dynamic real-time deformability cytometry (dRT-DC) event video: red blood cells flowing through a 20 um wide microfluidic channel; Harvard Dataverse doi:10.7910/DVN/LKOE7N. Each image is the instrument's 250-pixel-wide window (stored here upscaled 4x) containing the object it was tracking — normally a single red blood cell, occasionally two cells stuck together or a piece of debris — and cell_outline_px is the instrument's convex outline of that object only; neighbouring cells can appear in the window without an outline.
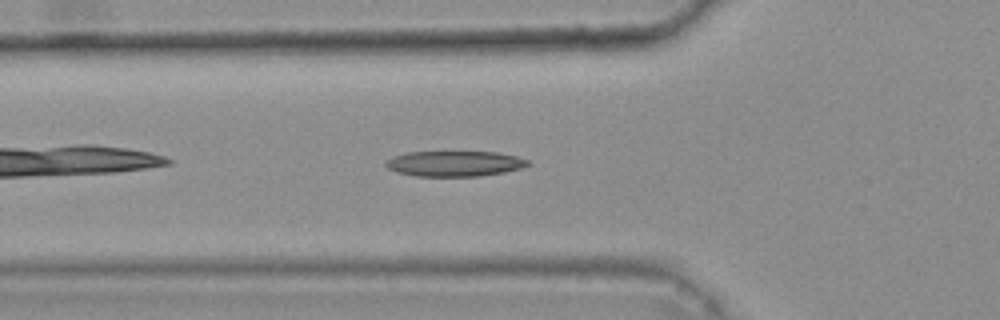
{"species": "common noctule bat (a hibernating species)", "species_latin": "Nyctalus noctula", "temperature_condition": "warm", "stored_images_in_passage": 32, "camera_frame_rate_fps": 3000, "um_per_image_px": 0.085, "animal": {"sex": "female", "body_mass_g": 25.1}, "frame": {"image": 1, "passage_image": 5, "time_ms": 1.333, "image_size_px": [1000, 320], "cell_outline_px": [[532, 164], [524, 168], [504, 172], [480, 176], [416, 176], [396, 172], [388, 168], [384, 164], [392, 156], [408, 152], [496, 152], [516, 156], [528, 160]], "centroid_in_image_um": [38.66, 13.91], "position_along_channel_um": 87.1, "area_um2": 21.15}}
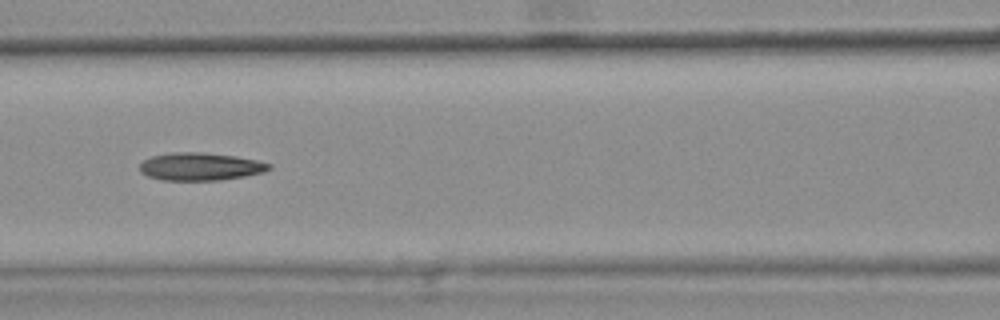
{"frame": {"image": 2, "passage_image": 10, "time_ms": 3.0, "image_size_px": [1000, 320], "cell_outline_px": [[272, 168], [264, 172], [244, 176], [220, 180], [164, 180], [148, 176], [140, 172], [140, 164], [144, 160], [152, 156], [172, 152], [200, 152], [236, 156], [256, 160], [272, 164]], "centroid_in_image_um": [17.04, 14.15], "position_along_channel_um": 149.6, "area_um2": 20.87}, "authors_computed_cell_mechanics": {"area_um2": 20.6346, "velocity_mm_per_s": 3.7144, "shape_relaxation_time_tau1_ms": null, "shape_relaxation_time_tau2_ms": 4.4658, "deformation_change_tau1": null, "deformation_change_tau2": 0.1459}}